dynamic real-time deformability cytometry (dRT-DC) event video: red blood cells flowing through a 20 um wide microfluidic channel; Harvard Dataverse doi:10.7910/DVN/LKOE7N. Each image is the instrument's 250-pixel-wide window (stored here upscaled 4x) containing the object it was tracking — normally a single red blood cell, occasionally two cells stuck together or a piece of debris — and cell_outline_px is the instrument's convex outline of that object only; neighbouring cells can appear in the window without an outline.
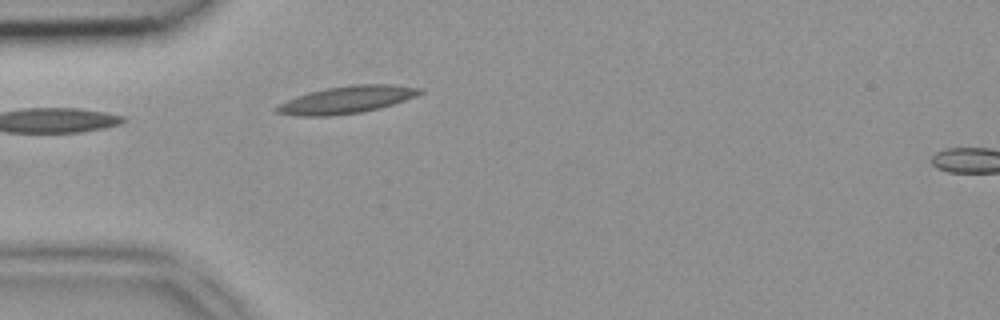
{"species": "common noctule bat (a hibernating species)", "species_latin": "Nyctalus noctula", "temperature_condition": "room temperature", "stored_images_in_passage": 4, "segment_of_instrument_passage": [1, 2], "camera_frame_rate_fps": 3000, "um_per_image_px": 0.085, "animal": {"sex": "female", "body_mass_g": 18.4}, "frame": {"image": 1, "passage_image": 3, "time_ms": 0.667, "image_size_px": [1000, 320], "cell_outline_px": [[424, 92], [404, 100], [380, 108], [360, 112], [332, 116], [296, 116], [276, 112], [272, 108], [276, 104], [296, 96], [308, 92], [328, 88], [352, 84], [396, 84], [424, 88]], "centroid_in_image_um": [29.43, 8.47], "position_along_channel_um": 55.6, "area_um2": 23.0}}